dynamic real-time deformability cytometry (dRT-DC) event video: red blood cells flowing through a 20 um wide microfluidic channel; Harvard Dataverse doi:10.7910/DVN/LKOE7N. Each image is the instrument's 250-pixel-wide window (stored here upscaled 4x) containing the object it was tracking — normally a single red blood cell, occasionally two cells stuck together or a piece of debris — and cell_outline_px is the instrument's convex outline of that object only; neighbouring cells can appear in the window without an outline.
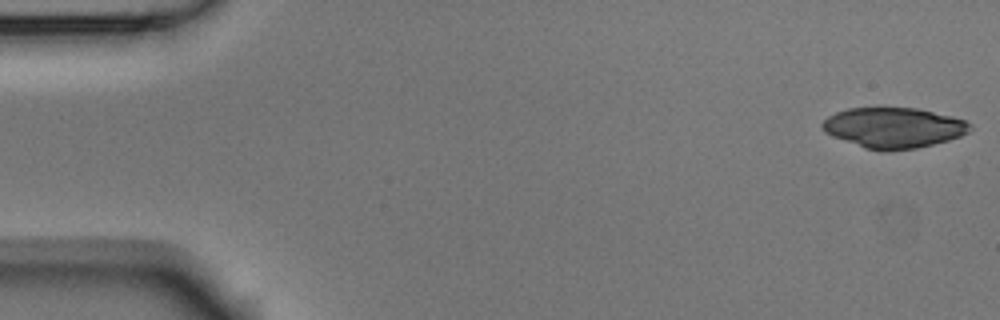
{"species": "Egyptian fruit bat (a non-hibernating species)", "species_latin": "Rousettus aegyptiacus", "temperature_condition": "room temperature", "stored_images_in_passage": 5, "camera_frame_rate_fps": 3000, "um_per_image_px": 0.085, "animal": {"sex": "male"}, "frame": {"image": 1, "passage_image": 1, "time_ms": 0.0, "image_size_px": [1000, 320], "cell_outline_px": [[972, 128], [968, 132], [960, 136], [948, 140], [916, 148], [884, 152], [880, 152], [864, 148], [832, 136], [824, 132], [820, 128], [820, 124], [828, 116], [836, 112], [848, 108], [884, 104], [916, 108], [952, 116], [964, 120], [972, 124]], "centroid_in_image_um": [75.9, 10.82], "position_along_channel_um": 9.1, "area_um2": 35.95}}